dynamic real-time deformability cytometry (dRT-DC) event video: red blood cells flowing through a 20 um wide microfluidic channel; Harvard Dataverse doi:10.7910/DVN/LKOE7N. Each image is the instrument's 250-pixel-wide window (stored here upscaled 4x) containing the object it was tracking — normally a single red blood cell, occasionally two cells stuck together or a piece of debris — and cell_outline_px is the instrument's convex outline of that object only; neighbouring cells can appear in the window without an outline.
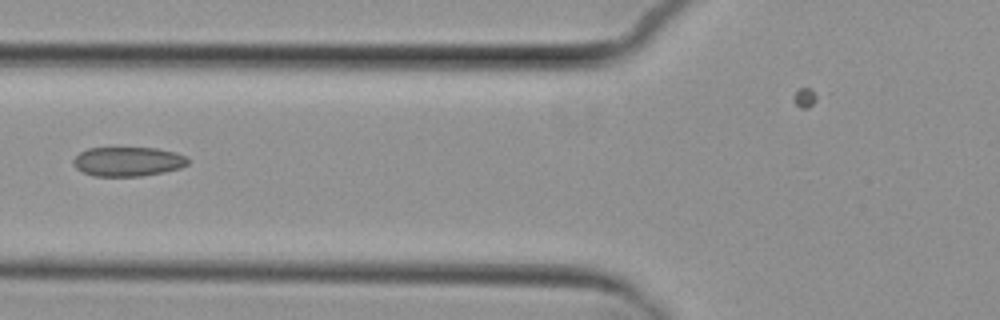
{"species": "common noctule bat (a hibernating species)", "species_latin": "Nyctalus noctula", "temperature_condition": "cold", "stored_images_in_passage": 4, "camera_frame_rate_fps": 3000, "um_per_image_px": 0.085, "animal": {"sex": "female", "body_mass_g": 29.2, "forearm_length_mm": 56.3}, "frame": {"image": 1, "passage_image": 2, "time_ms": 5.0, "image_size_px": [1000, 320], "cell_outline_px": [[188, 164], [180, 168], [164, 172], [140, 176], [92, 176], [76, 168], [72, 164], [72, 160], [80, 152], [88, 148], [156, 148], [176, 152], [184, 156], [188, 160]], "centroid_in_image_um": [10.85, 13.73], "position_along_channel_um": 114.9, "area_um2": 19.59}}
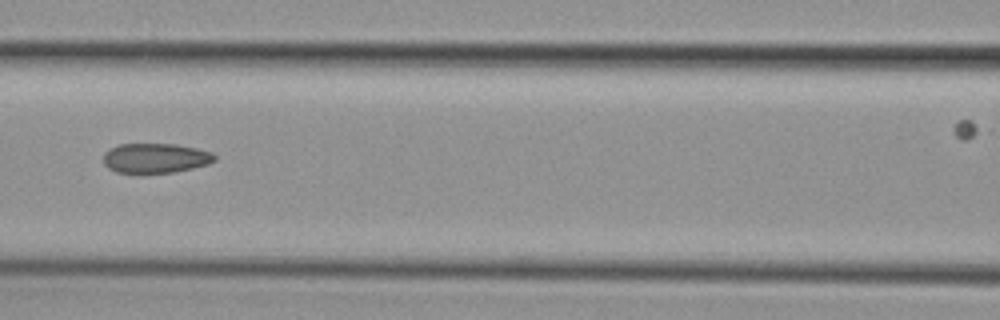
{"frame": {"image": 2, "passage_image": 3, "time_ms": 6.0, "image_size_px": [1000, 320], "cell_outline_px": [[216, 160], [208, 164], [192, 168], [172, 172], [116, 172], [108, 168], [104, 164], [104, 152], [120, 144], [176, 144], [196, 148], [212, 152], [216, 156]], "centroid_in_image_um": [13.23, 13.43], "position_along_channel_um": 153.4, "area_um2": 19.07}}